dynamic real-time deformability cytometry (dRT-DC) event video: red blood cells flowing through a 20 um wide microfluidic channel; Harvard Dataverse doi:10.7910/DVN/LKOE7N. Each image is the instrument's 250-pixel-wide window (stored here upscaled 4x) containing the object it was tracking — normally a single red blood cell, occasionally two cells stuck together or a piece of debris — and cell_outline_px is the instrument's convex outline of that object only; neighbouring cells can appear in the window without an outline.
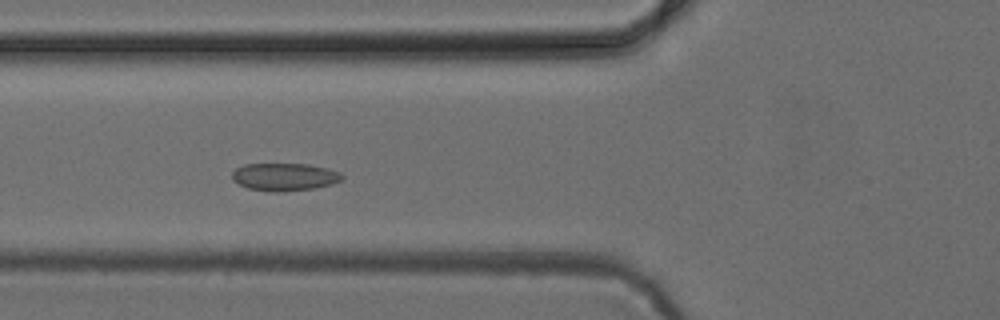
{"species": "common noctule bat (a hibernating species)", "species_latin": "Nyctalus noctula", "temperature_condition": "cold", "stored_images_in_passage": 48, "camera_frame_rate_fps": 3000, "um_per_image_px": 0.085, "animal": {"sex": "female", "body_mass_g": 24.6, "forearm_length_mm": 56.2}, "frame": {"image": 1, "passage_image": 16, "time_ms": 5.0, "image_size_px": [1000, 320], "cell_outline_px": [[344, 180], [332, 184], [316, 188], [284, 192], [276, 192], [248, 188], [232, 180], [232, 172], [236, 168], [244, 164], [308, 164], [340, 172], [344, 176]], "centroid_in_image_um": [24.2, 15.04], "position_along_channel_um": 101.6, "area_um2": 17.8}}
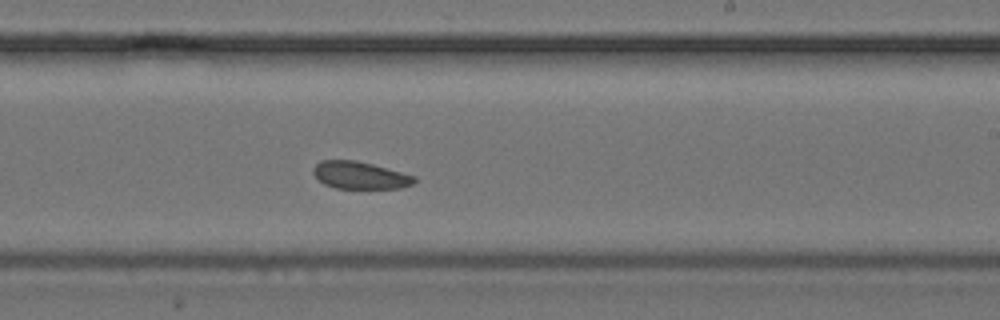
{"frame": {"image": 2, "passage_image": 28, "time_ms": 9.0, "image_size_px": [1000, 320], "cell_outline_px": [[416, 180], [412, 184], [400, 188], [336, 188], [324, 184], [312, 172], [312, 168], [320, 160], [356, 160], [372, 164], [416, 176]], "centroid_in_image_um": [30.58, 14.89], "position_along_channel_um": 258.4, "area_um2": 16.01}}
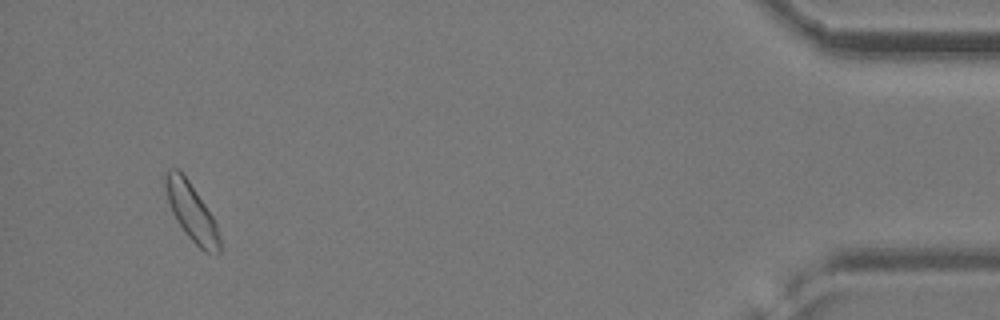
{"frame": {"image": 3, "passage_image": 46, "time_ms": 15.0, "image_size_px": [1000, 320], "cell_outline_px": [[220, 252], [216, 256], [204, 252], [184, 232], [176, 220], [172, 212], [168, 200], [164, 184], [164, 172], [168, 168], [176, 168], [188, 180], [212, 216], [216, 224], [220, 236]], "centroid_in_image_um": [16.28, 18.05], "position_along_channel_um": 418.9, "area_um2": 18.09}}